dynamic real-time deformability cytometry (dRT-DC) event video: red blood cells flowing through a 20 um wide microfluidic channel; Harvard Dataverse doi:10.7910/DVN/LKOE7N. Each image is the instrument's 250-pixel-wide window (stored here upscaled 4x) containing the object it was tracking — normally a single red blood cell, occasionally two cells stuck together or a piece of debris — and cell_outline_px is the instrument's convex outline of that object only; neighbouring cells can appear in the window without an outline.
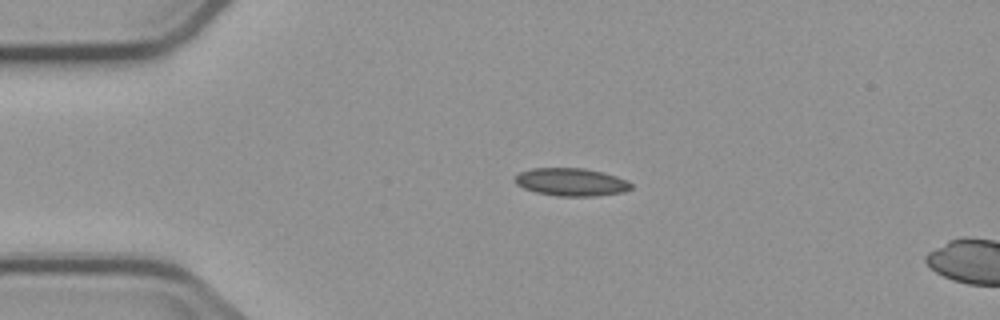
{"species": "common noctule bat (a hibernating species)", "species_latin": "Nyctalus noctula", "temperature_condition": "cold", "stored_images_in_passage": 4, "camera_frame_rate_fps": 3000, "um_per_image_px": 0.085, "animal": {"sex": "male", "body_mass_g": 23.1, "forearm_length_mm": 52.7}, "frame": {"image": 1, "passage_image": 3, "time_ms": 2.667, "image_size_px": [1000, 320], "cell_outline_px": [[632, 188], [624, 192], [596, 196], [556, 196], [536, 192], [524, 188], [516, 184], [512, 180], [520, 172], [532, 168], [584, 168], [604, 172], [628, 180], [632, 184]], "centroid_in_image_um": [48.56, 15.47], "position_along_channel_um": 36.4, "area_um2": 19.02}}